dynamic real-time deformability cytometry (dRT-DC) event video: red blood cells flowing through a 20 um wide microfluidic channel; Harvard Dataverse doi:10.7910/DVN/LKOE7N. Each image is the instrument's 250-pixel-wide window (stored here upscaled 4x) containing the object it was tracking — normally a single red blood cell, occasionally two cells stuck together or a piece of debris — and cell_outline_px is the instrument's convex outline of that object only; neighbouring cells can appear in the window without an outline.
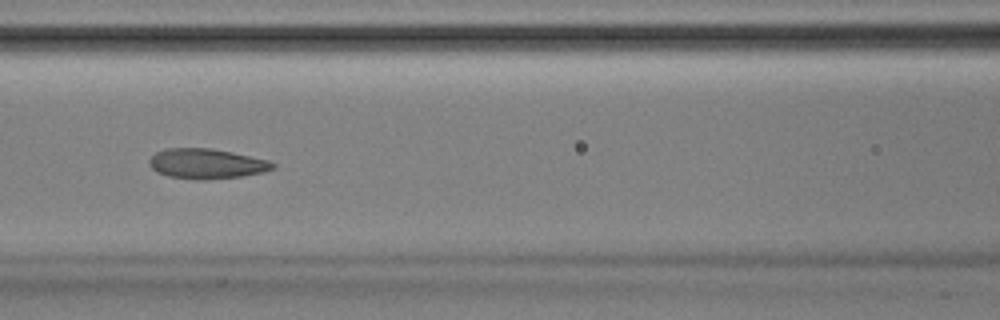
{"species": "Egyptian fruit bat (a non-hibernating species)", "species_latin": "Rousettus aegyptiacus", "temperature_condition": "room temperature", "stored_images_in_passage": 52, "camera_frame_rate_fps": 3000, "um_per_image_px": 0.085, "animal": {"sex": "male"}, "frame": {"image": 1, "passage_image": 23, "time_ms": 7.333, "image_size_px": [1000, 320], "cell_outline_px": [[276, 168], [264, 172], [244, 176], [204, 180], [196, 180], [168, 176], [156, 172], [148, 164], [148, 160], [156, 152], [168, 148], [208, 148], [232, 152], [268, 160], [276, 164]], "centroid_in_image_um": [17.56, 13.92], "position_along_channel_um": 149.0, "area_um2": 21.79}}
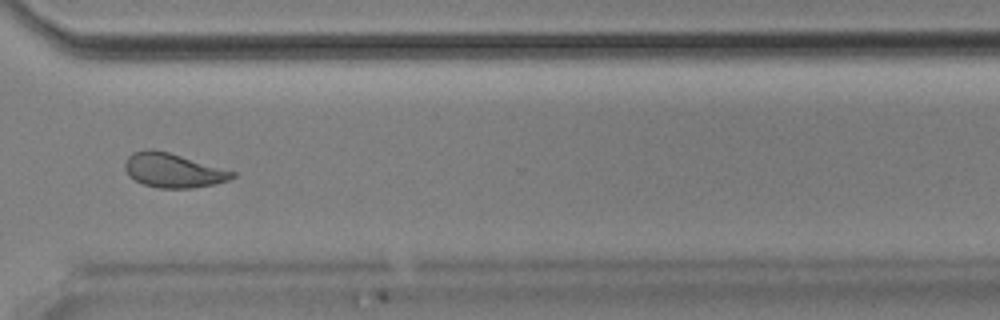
{"frame": {"image": 2, "passage_image": 39, "time_ms": 12.667, "image_size_px": [1000, 320], "cell_outline_px": [[236, 176], [228, 180], [212, 184], [192, 188], [156, 188], [144, 184], [128, 176], [124, 168], [124, 164], [128, 156], [132, 152], [148, 148], [152, 148], [168, 152], [236, 172]], "centroid_in_image_um": [14.67, 14.47], "position_along_channel_um": 355.9, "area_um2": 21.39}}
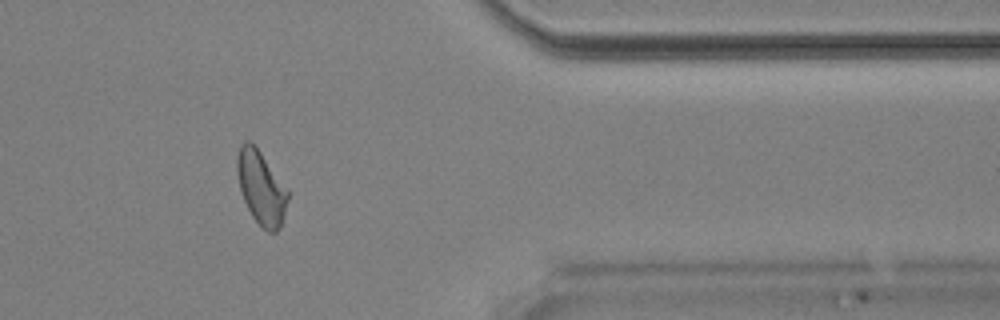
{"frame": {"image": 3, "passage_image": 43, "time_ms": 14.0, "image_size_px": [1000, 320], "cell_outline_px": [[288, 200], [280, 228], [276, 232], [268, 232], [252, 216], [244, 200], [240, 188], [236, 172], [236, 160], [240, 144], [244, 140], [248, 140], [260, 152], [288, 188]], "centroid_in_image_um": [22.19, 15.94], "position_along_channel_um": 389.2, "area_um2": 21.56}, "authors_computed_cell_mechanics": {"area_um2": 22.0218, "velocity_mm_per_s": 3.8739, "shape_relaxation_time_tau1_ms": 4.7185, "shape_relaxation_time_tau2_ms": 1.5238, "deformation_change_tau1": 0.149, "deformation_change_tau2": 0.0663}}